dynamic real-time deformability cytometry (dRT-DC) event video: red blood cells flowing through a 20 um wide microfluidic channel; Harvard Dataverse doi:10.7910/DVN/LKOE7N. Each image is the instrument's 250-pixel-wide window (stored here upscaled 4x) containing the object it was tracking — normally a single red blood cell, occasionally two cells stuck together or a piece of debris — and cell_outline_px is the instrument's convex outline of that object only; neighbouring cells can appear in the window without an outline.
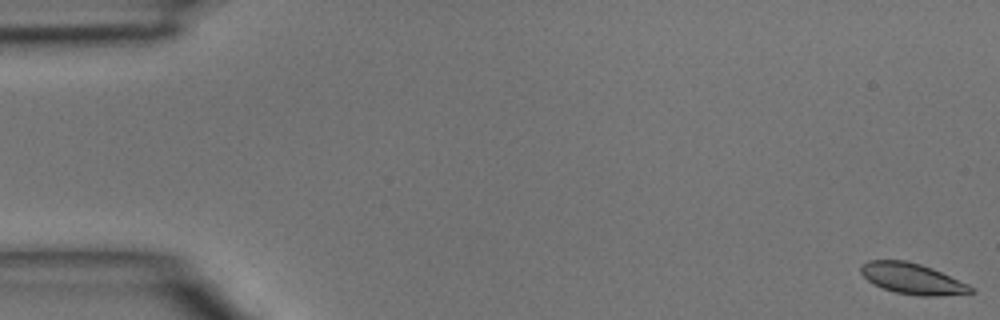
{"species": "common noctule bat (a hibernating species)", "species_latin": "Nyctalus noctula", "temperature_condition": "room temperature", "stored_images_in_passage": 14, "camera_frame_rate_fps": 3000, "um_per_image_px": 0.085, "animal": {"sex": "male", "body_mass_g": 15.6}, "frame": {"image": 1, "passage_image": 1, "time_ms": 0.0, "image_size_px": [1000, 320], "cell_outline_px": [[976, 292], [936, 296], [916, 296], [896, 292], [884, 288], [868, 280], [860, 272], [860, 268], [868, 260], [904, 260], [920, 264], [932, 268], [968, 284]], "centroid_in_image_um": [77.56, 23.69], "position_along_channel_um": 7.4, "area_um2": 19.48}}
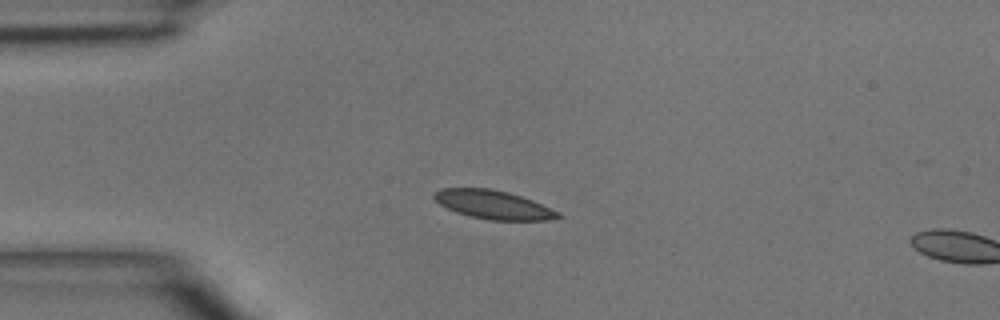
{"frame": {"image": 2, "passage_image": 12, "time_ms": 3.667, "image_size_px": [1000, 320], "cell_outline_px": [[564, 216], [548, 220], [488, 220], [468, 216], [456, 212], [440, 204], [432, 196], [440, 188], [488, 188], [508, 192], [532, 200], [560, 212]], "centroid_in_image_um": [41.94, 17.4], "position_along_channel_um": 43.1, "area_um2": 20.63}}